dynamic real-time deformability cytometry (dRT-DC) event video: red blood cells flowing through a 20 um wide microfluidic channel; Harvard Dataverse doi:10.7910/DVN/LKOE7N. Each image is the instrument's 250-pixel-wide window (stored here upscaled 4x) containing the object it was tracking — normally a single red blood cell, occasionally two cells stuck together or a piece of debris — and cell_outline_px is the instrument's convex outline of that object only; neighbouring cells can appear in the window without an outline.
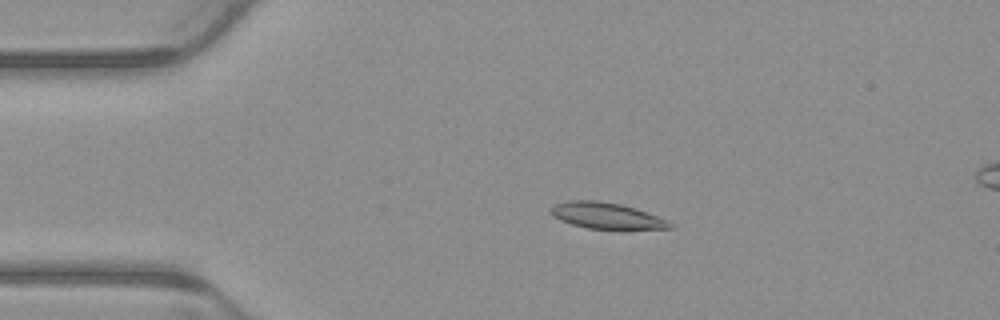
{"species": "common noctule bat (a hibernating species)", "species_latin": "Nyctalus noctula", "temperature_condition": "warm", "stored_images_in_passage": 5, "camera_frame_rate_fps": 3000, "um_per_image_px": 0.085, "animal": {"sex": "male", "body_mass_g": 23.1, "forearm_length_mm": 52.7}, "frame": {"image": 1, "passage_image": 4, "time_ms": 1.0, "image_size_px": [1000, 320], "cell_outline_px": [[676, 228], [624, 232], [588, 228], [572, 224], [560, 220], [552, 212], [552, 208], [556, 204], [568, 200], [596, 200], [620, 204], [636, 208], [668, 220], [676, 224]], "centroid_in_image_um": [51.74, 18.4], "position_along_channel_um": 33.3, "area_um2": 19.02}}